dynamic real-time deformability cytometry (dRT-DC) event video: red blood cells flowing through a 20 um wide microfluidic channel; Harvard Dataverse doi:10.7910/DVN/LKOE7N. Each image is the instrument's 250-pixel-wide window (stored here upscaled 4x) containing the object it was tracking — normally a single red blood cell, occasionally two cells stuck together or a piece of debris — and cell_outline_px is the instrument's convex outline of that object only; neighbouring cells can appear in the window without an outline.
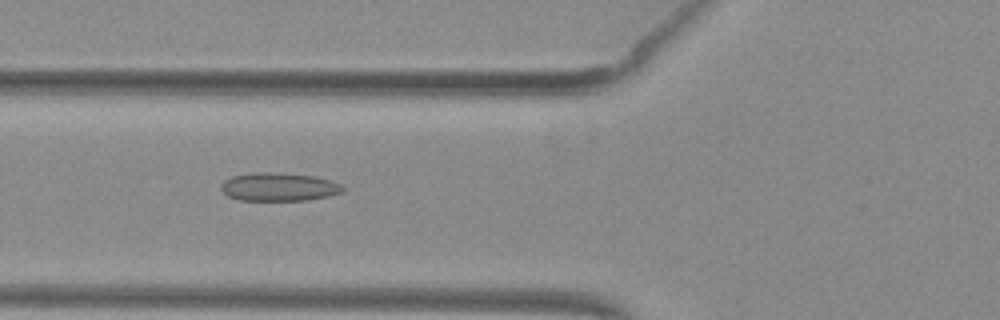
{"species": "common noctule bat (a hibernating species)", "species_latin": "Nyctalus noctula", "temperature_condition": "warm", "stored_images_in_passage": 38, "camera_frame_rate_fps": 3000, "um_per_image_px": 0.085, "animal": {"sex": "female", "body_mass_g": 29.2, "forearm_length_mm": 56.3}, "frame": {"image": 1, "passage_image": 6, "time_ms": 1.667, "image_size_px": [1000, 320], "cell_outline_px": [[348, 188], [344, 192], [328, 196], [308, 200], [236, 200], [228, 196], [220, 188], [220, 184], [224, 180], [232, 176], [252, 172], [268, 172], [312, 176], [328, 180], [340, 184]], "centroid_in_image_um": [23.69, 15.89], "position_along_channel_um": 102.1, "area_um2": 20.11}}
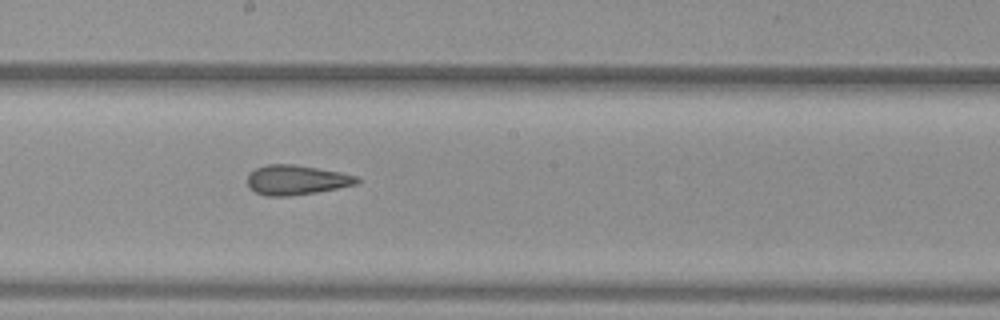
{"frame": {"image": 2, "passage_image": 15, "time_ms": 4.667, "image_size_px": [1000, 320], "cell_outline_px": [[360, 180], [356, 184], [316, 192], [288, 196], [268, 196], [256, 192], [248, 188], [248, 172], [256, 168], [268, 164], [296, 164], [340, 172], [356, 176]], "centroid_in_image_um": [25.15, 15.29], "position_along_channel_um": 223.1, "area_um2": 18.9}}
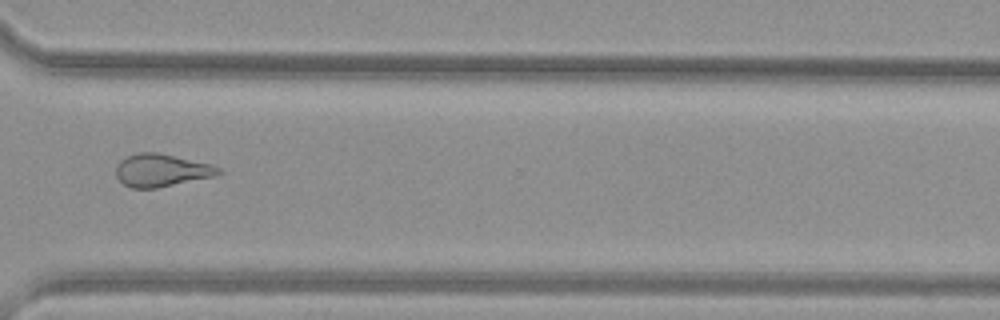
{"frame": {"image": 3, "passage_image": 25, "time_ms": 8.0, "image_size_px": [1000, 320], "cell_outline_px": [[224, 172], [216, 176], [156, 188], [132, 188], [124, 184], [116, 176], [116, 164], [120, 160], [128, 156], [140, 152], [156, 152], [212, 164], [220, 168]], "centroid_in_image_um": [13.74, 14.48], "position_along_channel_um": 356.9, "area_um2": 19.54}, "authors_computed_cell_mechanics": {"area_um2": 19.8254, "velocity_mm_per_s": 4.0186, "shape_relaxation_time_tau1_ms": null, "shape_relaxation_time_tau2_ms": 2.1394, "deformation_change_tau1": null, "deformation_change_tau2": 0.1177}}